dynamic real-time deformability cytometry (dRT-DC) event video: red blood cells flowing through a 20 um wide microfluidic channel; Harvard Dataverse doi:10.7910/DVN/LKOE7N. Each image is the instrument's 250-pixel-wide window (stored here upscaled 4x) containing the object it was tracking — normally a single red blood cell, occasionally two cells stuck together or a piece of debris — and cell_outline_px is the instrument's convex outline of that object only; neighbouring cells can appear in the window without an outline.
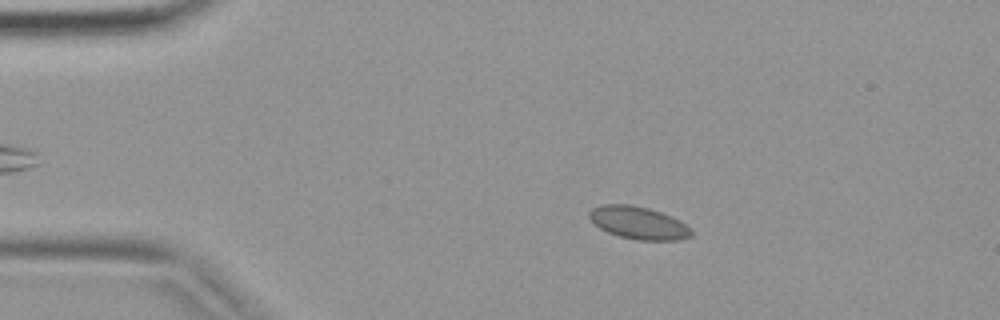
{"species": "common noctule bat (a hibernating species)", "species_latin": "Nyctalus noctula", "temperature_condition": "warm", "stored_images_in_passage": 35, "camera_frame_rate_fps": 3000, "um_per_image_px": 0.085, "animal": {"sex": "female", "body_mass_g": 19.9}, "frame": {"image": 1, "passage_image": 7, "time_ms": 2.0, "image_size_px": [1000, 320], "cell_outline_px": [[692, 236], [676, 240], [640, 240], [620, 236], [608, 232], [600, 228], [588, 216], [588, 212], [592, 208], [604, 204], [628, 204], [648, 208], [672, 216], [680, 220], [692, 232]], "centroid_in_image_um": [54.26, 18.93], "position_along_channel_um": 30.7, "area_um2": 19.13}}
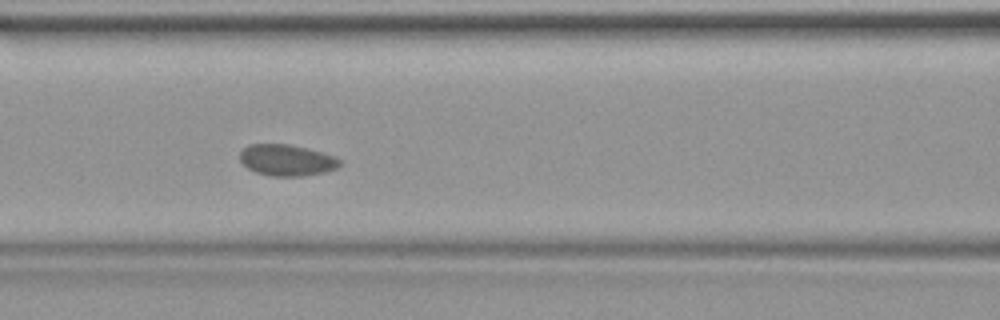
{"frame": {"image": 2, "passage_image": 17, "time_ms": 5.333, "image_size_px": [1000, 320], "cell_outline_px": [[340, 164], [336, 168], [324, 172], [300, 176], [272, 176], [256, 172], [248, 168], [240, 160], [240, 152], [248, 144], [288, 144], [308, 148], [324, 152], [336, 156], [340, 160]], "centroid_in_image_um": [24.38, 13.6], "position_along_channel_um": 142.2, "area_um2": 18.21}}
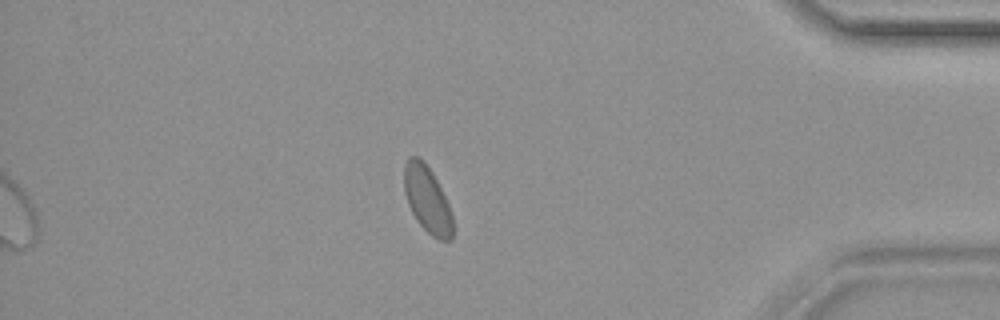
{"frame": {"image": 3, "passage_image": 35, "time_ms": 11.333, "image_size_px": [1000, 320], "cell_outline_px": [[452, 240], [440, 240], [432, 236], [416, 220], [408, 204], [404, 192], [404, 164], [408, 156], [420, 156], [432, 172], [452, 212]], "centroid_in_image_um": [36.29, 16.93], "position_along_channel_um": 398.9, "area_um2": 18.79}}